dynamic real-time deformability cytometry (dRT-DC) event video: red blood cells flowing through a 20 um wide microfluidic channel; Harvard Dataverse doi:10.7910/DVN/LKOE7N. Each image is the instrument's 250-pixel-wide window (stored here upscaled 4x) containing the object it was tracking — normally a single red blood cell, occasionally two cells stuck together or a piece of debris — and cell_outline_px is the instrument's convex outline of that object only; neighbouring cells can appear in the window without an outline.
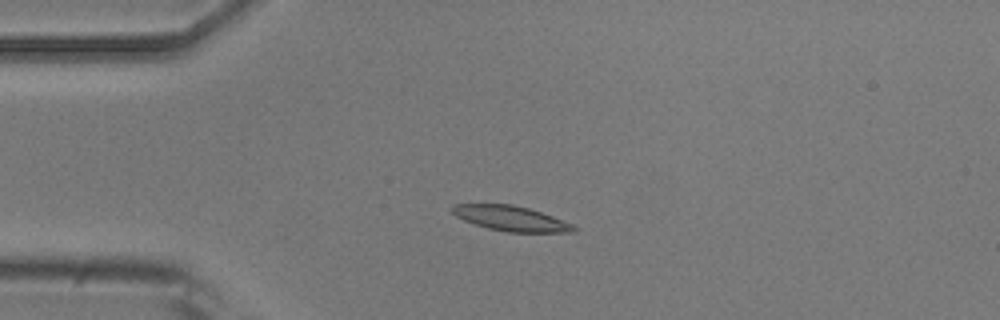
{"species": "common noctule bat (a hibernating species)", "species_latin": "Nyctalus noctula", "temperature_condition": "room temperature", "stored_images_in_passage": 4, "camera_frame_rate_fps": 3000, "um_per_image_px": 0.085, "animal": {"sex": "male", "body_mass_g": 20.5, "forearm_length_mm": 52.5}, "frame": {"image": 1, "passage_image": 3, "time_ms": 3.0, "image_size_px": [1000, 320], "cell_outline_px": [[580, 228], [576, 232], [508, 232], [488, 228], [464, 220], [456, 216], [452, 212], [452, 204], [512, 204], [528, 208], [552, 216], [572, 224]], "centroid_in_image_um": [43.46, 18.57], "position_along_channel_um": 41.5, "area_um2": 17.63}}